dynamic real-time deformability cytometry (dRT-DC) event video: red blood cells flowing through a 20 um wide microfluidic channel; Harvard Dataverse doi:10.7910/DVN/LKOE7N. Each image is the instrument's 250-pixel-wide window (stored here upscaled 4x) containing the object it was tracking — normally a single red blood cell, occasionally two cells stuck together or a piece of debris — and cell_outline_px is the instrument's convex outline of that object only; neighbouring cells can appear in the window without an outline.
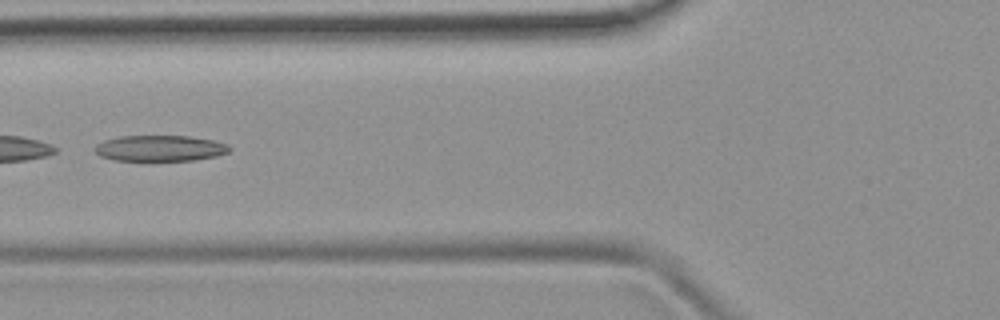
{"species": "common noctule bat (a hibernating species)", "species_latin": "Nyctalus noctula", "temperature_condition": "room temperature", "stored_images_in_passage": 6, "camera_frame_rate_fps": 3000, "um_per_image_px": 0.085, "animal": {"sex": "female", "body_mass_g": 19.9}, "frame": {"image": 1, "passage_image": 5, "time_ms": 4.667, "image_size_px": [1000, 320], "cell_outline_px": [[232, 148], [228, 152], [216, 156], [196, 160], [116, 160], [100, 156], [92, 148], [96, 144], [104, 140], [120, 136], [188, 136], [212, 140], [228, 144]], "centroid_in_image_um": [13.59, 12.6], "position_along_channel_um": 112.2, "area_um2": 20.29}}
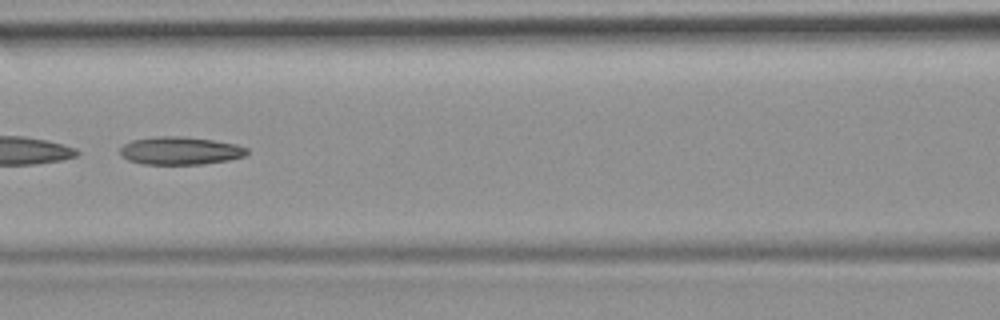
{"frame": {"image": 2, "passage_image": 6, "time_ms": 5.667, "image_size_px": [1000, 320], "cell_outline_px": [[248, 152], [244, 156], [228, 160], [200, 164], [144, 164], [128, 160], [120, 156], [120, 148], [124, 144], [132, 140], [160, 136], [180, 136], [212, 140], [236, 144], [248, 148]], "centroid_in_image_um": [15.3, 12.81], "position_along_channel_um": 151.3, "area_um2": 20.52}}